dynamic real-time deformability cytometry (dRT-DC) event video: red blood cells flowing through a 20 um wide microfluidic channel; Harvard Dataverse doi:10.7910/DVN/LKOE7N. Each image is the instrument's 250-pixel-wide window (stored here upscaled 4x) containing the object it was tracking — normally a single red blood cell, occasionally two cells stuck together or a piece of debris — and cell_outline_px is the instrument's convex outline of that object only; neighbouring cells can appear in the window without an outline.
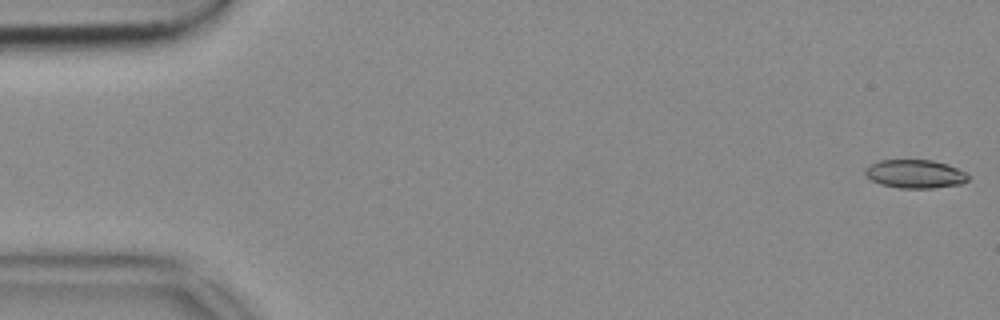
{"species": "common noctule bat (a hibernating species)", "species_latin": "Nyctalus noctula", "temperature_condition": "cold", "stored_images_in_passage": 53, "camera_frame_rate_fps": 3000, "um_per_image_px": 0.085, "animal": {"sex": "female", "body_mass_g": 18.4}, "frame": {"image": 1, "passage_image": 1, "time_ms": 0.0, "image_size_px": [1000, 320], "cell_outline_px": [[972, 176], [968, 180], [960, 184], [932, 188], [900, 188], [880, 184], [872, 180], [864, 172], [864, 168], [880, 160], [932, 160], [948, 164]], "centroid_in_image_um": [77.8, 14.78], "position_along_channel_um": 7.2, "area_um2": 17.05}}
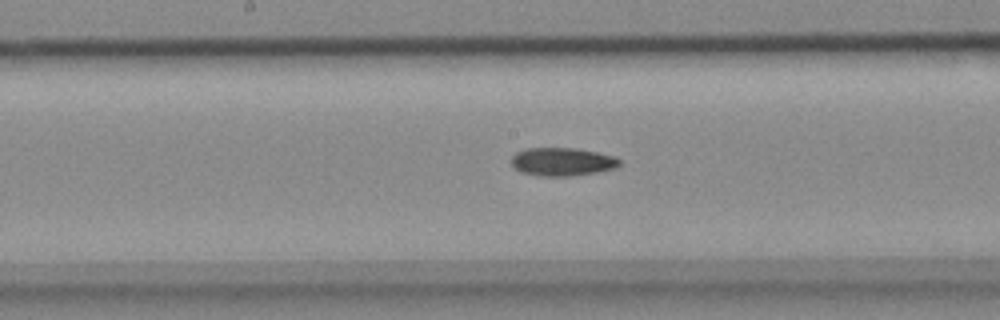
{"frame": {"image": 2, "passage_image": 27, "time_ms": 8.667, "image_size_px": [1000, 320], "cell_outline_px": [[620, 164], [616, 168], [596, 172], [568, 176], [540, 176], [520, 172], [512, 168], [512, 156], [516, 152], [524, 148], [576, 148], [616, 156], [620, 160]], "centroid_in_image_um": [47.76, 13.74], "position_along_channel_um": 200.4, "area_um2": 17.92}}
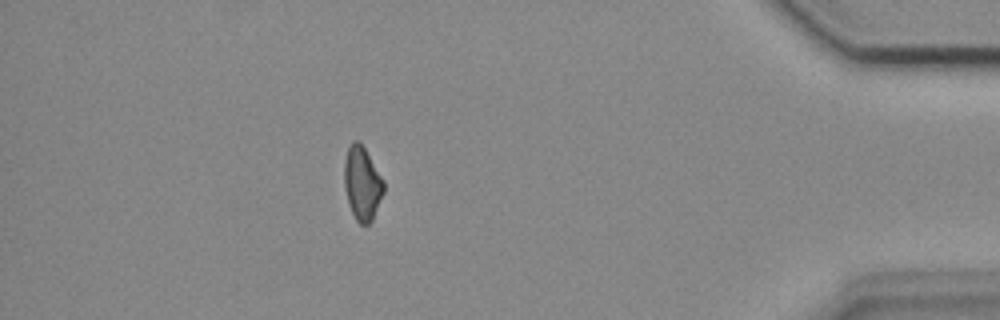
{"frame": {"image": 3, "passage_image": 47, "time_ms": 15.333, "image_size_px": [1000, 320], "cell_outline_px": [[384, 192], [372, 220], [368, 224], [360, 224], [356, 220], [348, 204], [344, 188], [344, 160], [348, 148], [352, 140], [360, 140], [384, 180]], "centroid_in_image_um": [30.78, 15.56], "position_along_channel_um": 404.4, "area_um2": 17.11}}